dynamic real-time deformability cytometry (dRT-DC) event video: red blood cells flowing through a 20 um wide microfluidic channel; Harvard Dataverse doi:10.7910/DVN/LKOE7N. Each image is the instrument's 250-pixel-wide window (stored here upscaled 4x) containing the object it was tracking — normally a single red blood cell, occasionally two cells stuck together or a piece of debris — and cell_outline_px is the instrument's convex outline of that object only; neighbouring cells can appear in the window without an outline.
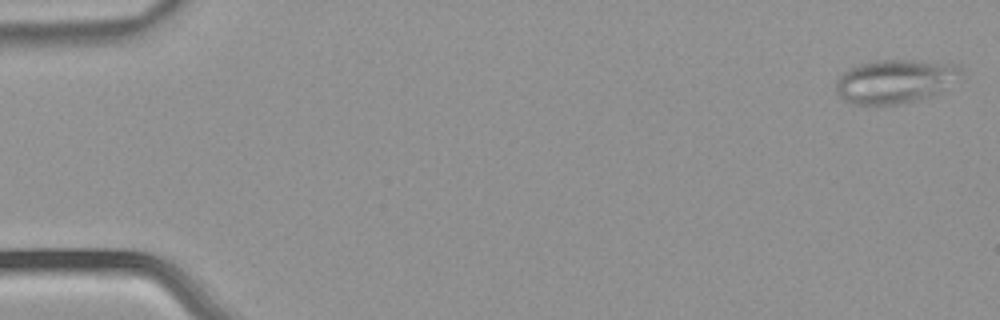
{"species": "common noctule bat (a hibernating species)", "species_latin": "Nyctalus noctula", "temperature_condition": "warm", "stored_images_in_passage": 5, "camera_frame_rate_fps": 3000, "um_per_image_px": 0.085, "animal": {"sex": "male", "body_mass_g": 21.5, "forearm_length_mm": 52.0}, "frame": {"image": 1, "passage_image": 1, "time_ms": 0.0, "image_size_px": [1000, 320], "cell_outline_px": [[964, 76], [940, 92], [932, 96], [916, 100], [896, 104], [852, 104], [844, 100], [836, 92], [836, 80], [848, 68], [860, 64], [876, 60], [912, 60], [960, 64]], "centroid_in_image_um": [76.14, 6.9], "position_along_channel_um": 8.9, "area_um2": 32.14}}